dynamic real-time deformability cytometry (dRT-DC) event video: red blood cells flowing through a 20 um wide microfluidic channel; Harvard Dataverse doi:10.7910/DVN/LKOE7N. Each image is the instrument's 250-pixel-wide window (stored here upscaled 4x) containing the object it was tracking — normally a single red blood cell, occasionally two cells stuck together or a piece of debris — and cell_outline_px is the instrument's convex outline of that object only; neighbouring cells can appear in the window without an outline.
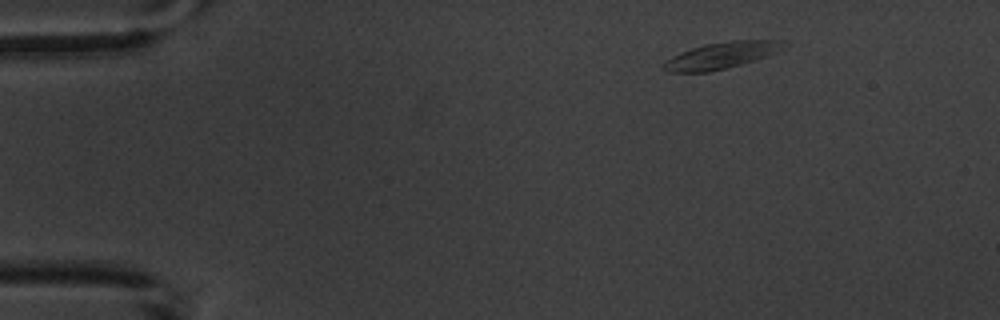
{"species": "common noctule bat (a hibernating species)", "species_latin": "Nyctalus noctula", "temperature_condition": "warm", "stored_images_in_passage": 5, "camera_frame_rate_fps": 3000, "um_per_image_px": 0.085, "animal": {"sex": "male", "body_mass_g": 20.1, "forearm_length_mm": 53.5}, "frame": {"image": 1, "passage_image": 5, "time_ms": 6.0, "image_size_px": [1000, 320], "cell_outline_px": [[792, 44], [768, 56], [740, 64], [708, 72], [668, 72], [660, 68], [664, 60], [680, 52], [704, 44], [732, 40], [780, 40]], "centroid_in_image_um": [61.31, 4.7], "position_along_channel_um": 23.7, "area_um2": 18.73}}